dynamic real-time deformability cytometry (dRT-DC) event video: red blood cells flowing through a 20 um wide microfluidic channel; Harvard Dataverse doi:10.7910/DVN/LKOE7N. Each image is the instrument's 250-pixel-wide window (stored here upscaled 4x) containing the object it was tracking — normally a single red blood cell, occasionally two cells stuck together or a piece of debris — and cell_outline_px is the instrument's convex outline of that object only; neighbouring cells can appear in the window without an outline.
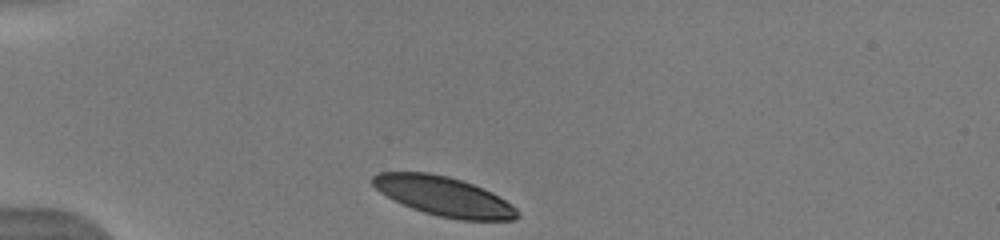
{"species": "human", "species_latin": "Homo sapiens", "temperature_condition": "warm", "stored_images_in_passage": 7, "camera_frame_rate_fps": 3000, "um_per_image_px": 0.085, "donor": {"sex": "male"}, "frame": {"image": 1, "passage_image": 1, "time_ms": 0.0, "image_size_px": [1000, 240], "cell_outline_px": [[520, 216], [516, 220], [460, 220], [440, 216], [424, 212], [412, 208], [380, 192], [372, 184], [372, 176], [380, 172], [428, 172], [448, 176], [472, 184], [492, 192], [512, 204], [520, 212]], "centroid_in_image_um": [37.77, 16.69], "position_along_channel_um": 47.2, "area_um2": 33.0}}